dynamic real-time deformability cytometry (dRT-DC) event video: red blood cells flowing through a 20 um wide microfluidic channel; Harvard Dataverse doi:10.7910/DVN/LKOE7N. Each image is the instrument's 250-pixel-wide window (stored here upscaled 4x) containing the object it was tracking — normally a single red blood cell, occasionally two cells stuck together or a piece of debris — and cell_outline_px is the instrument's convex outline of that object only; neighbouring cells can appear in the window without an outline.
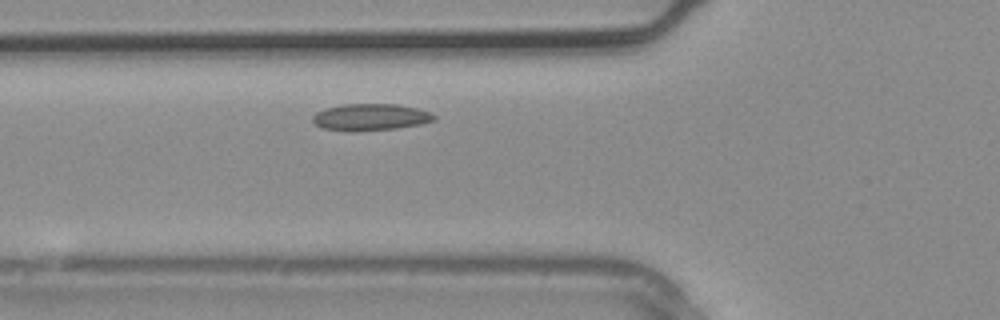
{"species": "common noctule bat (a hibernating species)", "species_latin": "Nyctalus noctula", "temperature_condition": "warm", "stored_images_in_passage": 4, "camera_frame_rate_fps": 3000, "um_per_image_px": 0.085, "animal": {"sex": "male", "body_mass_g": 20.4}, "frame": {"image": 1, "passage_image": 3, "time_ms": 0.667, "image_size_px": [1000, 320], "cell_outline_px": [[436, 120], [420, 124], [396, 128], [352, 132], [348, 132], [320, 128], [312, 120], [312, 116], [316, 112], [324, 108], [340, 104], [396, 104], [416, 108], [432, 112], [436, 116]], "centroid_in_image_um": [31.46, 9.96], "position_along_channel_um": 94.3, "area_um2": 19.25}}